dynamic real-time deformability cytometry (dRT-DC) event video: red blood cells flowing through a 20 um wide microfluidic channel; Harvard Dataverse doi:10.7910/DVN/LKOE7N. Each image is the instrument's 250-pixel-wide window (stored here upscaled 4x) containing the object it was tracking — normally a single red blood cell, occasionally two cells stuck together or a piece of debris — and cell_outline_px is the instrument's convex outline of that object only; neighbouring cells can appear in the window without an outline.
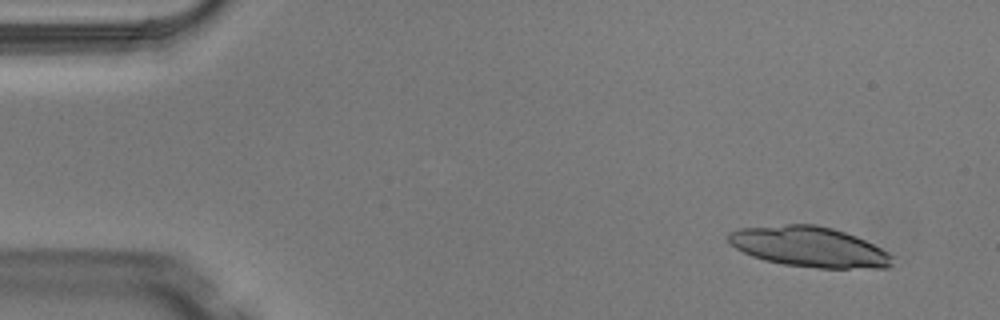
{"species": "Egyptian fruit bat (a non-hibernating species)", "species_latin": "Rousettus aegyptiacus", "temperature_condition": "warm", "stored_images_in_passage": 4, "camera_frame_rate_fps": 3000, "um_per_image_px": 0.085, "animal": {"sex": "male"}, "frame": {"image": 1, "passage_image": 1, "time_ms": 0.0, "image_size_px": [1000, 320], "cell_outline_px": [[892, 264], [888, 268], [816, 268], [784, 264], [764, 260], [752, 256], [736, 248], [728, 240], [728, 232], [740, 228], [788, 224], [816, 224], [832, 228], [856, 236], [888, 252], [892, 256]], "centroid_in_image_um": [68.78, 20.98], "position_along_channel_um": 16.2, "area_um2": 38.32}}